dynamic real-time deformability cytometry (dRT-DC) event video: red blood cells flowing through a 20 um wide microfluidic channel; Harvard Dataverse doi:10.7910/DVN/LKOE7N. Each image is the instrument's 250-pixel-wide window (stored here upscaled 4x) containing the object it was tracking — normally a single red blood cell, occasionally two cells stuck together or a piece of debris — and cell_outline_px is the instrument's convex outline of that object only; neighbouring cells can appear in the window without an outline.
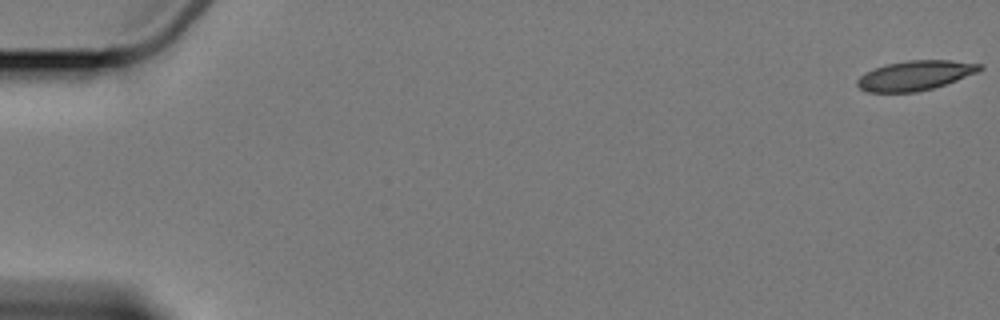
{"species": "Egyptian fruit bat (a non-hibernating species)", "species_latin": "Rousettus aegyptiacus", "temperature_condition": "cold", "stored_images_in_passage": 6, "camera_frame_rate_fps": 3000, "um_per_image_px": 0.085, "animal": {"sex": "female"}, "frame": {"image": 1, "passage_image": 1, "time_ms": 0.0, "image_size_px": [1000, 320], "cell_outline_px": [[984, 68], [976, 72], [956, 80], [932, 88], [916, 92], [868, 92], [860, 88], [856, 84], [856, 80], [864, 72], [884, 64], [908, 60], [952, 60], [984, 64]], "centroid_in_image_um": [77.76, 6.4], "position_along_channel_um": 7.2, "area_um2": 21.21}}
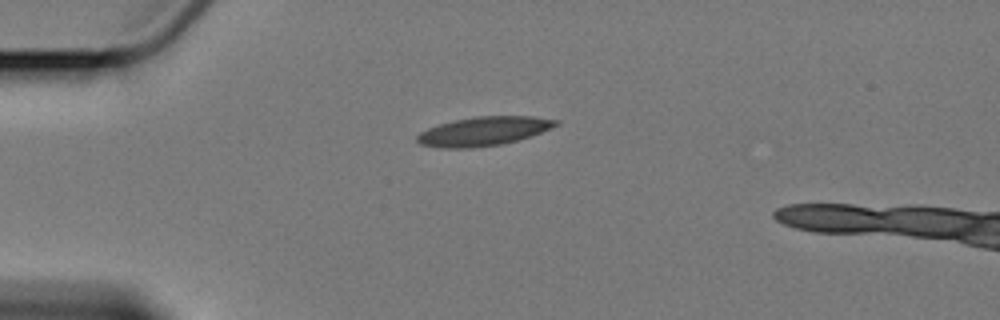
{"frame": {"image": 2, "passage_image": 5, "time_ms": 5.0, "image_size_px": [1000, 320], "cell_outline_px": [[560, 124], [552, 128], [516, 140], [500, 144], [472, 148], [440, 148], [420, 144], [416, 140], [416, 136], [420, 132], [428, 128], [440, 124], [456, 120], [476, 116], [532, 116], [560, 120]], "centroid_in_image_um": [41.1, 11.15], "position_along_channel_um": 43.9, "area_um2": 23.24}}